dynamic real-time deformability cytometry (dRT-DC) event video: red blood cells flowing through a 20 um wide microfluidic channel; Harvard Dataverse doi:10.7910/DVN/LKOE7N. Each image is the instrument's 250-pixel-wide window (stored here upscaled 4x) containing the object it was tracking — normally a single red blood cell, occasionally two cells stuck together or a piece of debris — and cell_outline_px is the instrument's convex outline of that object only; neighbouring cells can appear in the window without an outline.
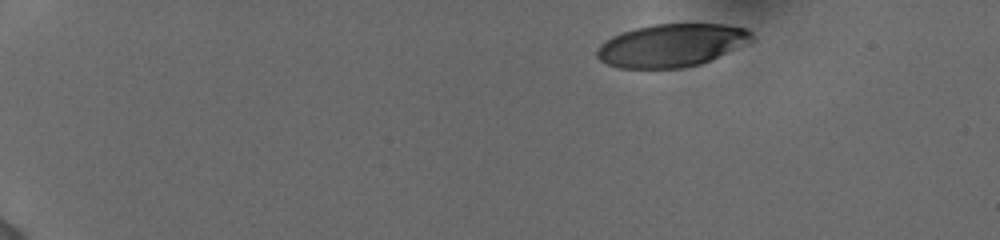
{"species": "human", "species_latin": "Homo sapiens", "temperature_condition": "cold", "stored_images_in_passage": 43, "camera_frame_rate_fps": 3000, "um_per_image_px": 0.085, "donor": {"sex": "female"}, "frame": {"image": 1, "passage_image": 1, "time_ms": 0.0, "image_size_px": [1000, 240], "cell_outline_px": [[752, 40], [700, 64], [684, 68], [620, 68], [608, 64], [600, 60], [596, 56], [596, 48], [600, 44], [612, 36], [636, 28], [656, 24], [724, 24], [744, 28], [752, 32]], "centroid_in_image_um": [57.03, 3.85], "position_along_channel_um": 28.0, "area_um2": 38.21}}
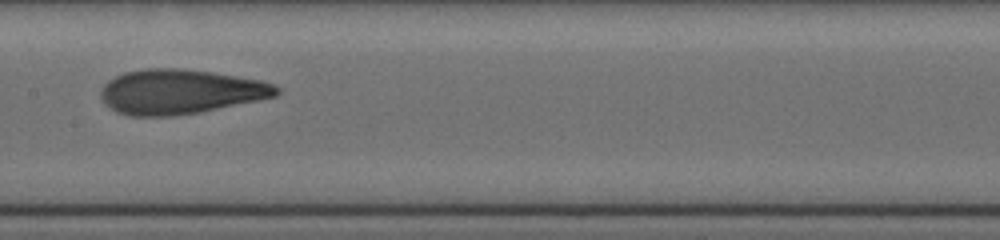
{"frame": {"image": 2, "passage_image": 23, "time_ms": 7.333, "image_size_px": [1000, 240], "cell_outline_px": [[280, 92], [276, 96], [200, 112], [176, 116], [128, 116], [116, 112], [100, 96], [100, 92], [104, 84], [108, 80], [124, 72], [148, 68], [176, 68], [212, 72], [260, 80], [276, 84], [280, 88]], "centroid_in_image_um": [15.33, 7.79], "position_along_channel_um": 192.1, "area_um2": 45.6}}
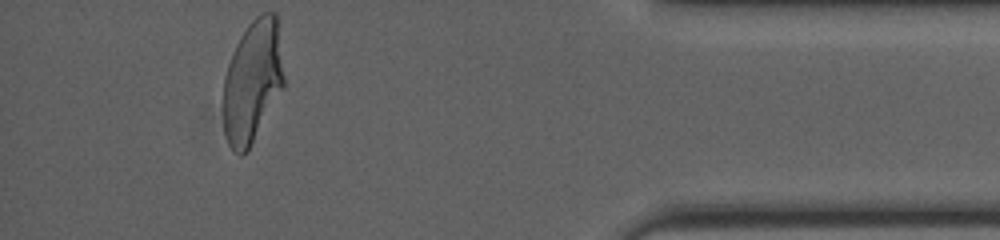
{"frame": {"image": 3, "passage_image": 43, "time_ms": 14.0, "image_size_px": [1000, 240], "cell_outline_px": [[284, 88], [248, 148], [240, 156], [228, 144], [224, 132], [224, 76], [228, 64], [236, 44], [240, 36], [248, 24], [260, 12], [276, 12], [284, 76]], "centroid_in_image_um": [21.47, 6.88], "position_along_channel_um": 413.7, "area_um2": 42.95}, "authors_computed_cell_mechanics": {"area_um2": 44.3904, "velocity_mm_per_s": 3.8744, "shape_relaxation_time_tau1_ms": 4.8968, "shape_relaxation_time_tau2_ms": 1.3333, "deformation_change_tau1": 0.2183, "deformation_change_tau2": 0.0957}}